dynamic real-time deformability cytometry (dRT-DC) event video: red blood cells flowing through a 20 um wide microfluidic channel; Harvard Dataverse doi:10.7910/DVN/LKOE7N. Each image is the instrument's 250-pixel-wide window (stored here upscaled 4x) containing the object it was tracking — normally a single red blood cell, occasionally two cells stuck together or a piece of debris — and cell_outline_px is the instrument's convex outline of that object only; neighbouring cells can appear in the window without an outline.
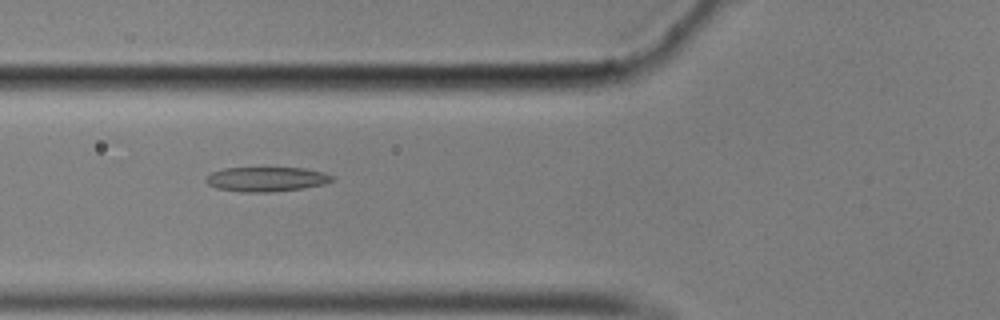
{"species": "common noctule bat (a hibernating species)", "species_latin": "Nyctalus noctula", "temperature_condition": "cold", "stored_images_in_passage": 58, "camera_frame_rate_fps": 3000, "um_per_image_px": 0.085, "animal": {"sex": "male", "body_mass_g": 17.9}, "frame": {"image": 1, "passage_image": 22, "time_ms": 7.0, "image_size_px": [1000, 320], "cell_outline_px": [[336, 180], [324, 184], [304, 188], [268, 192], [244, 192], [216, 188], [208, 184], [204, 180], [204, 176], [212, 172], [224, 168], [304, 168], [324, 172], [336, 176]], "centroid_in_image_um": [22.67, 15.23], "position_along_channel_um": 103.1, "area_um2": 18.26}}
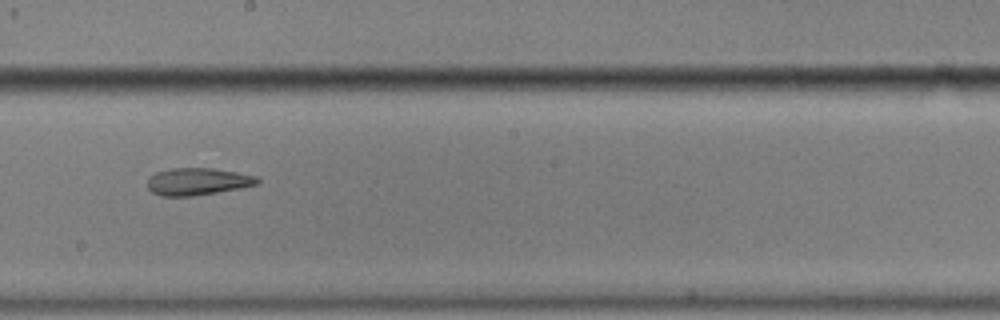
{"frame": {"image": 2, "passage_image": 33, "time_ms": 10.667, "image_size_px": [1000, 320], "cell_outline_px": [[260, 184], [240, 188], [192, 196], [160, 196], [152, 192], [148, 188], [148, 180], [156, 172], [172, 168], [212, 168], [236, 172], [256, 176], [260, 180]], "centroid_in_image_um": [16.81, 15.43], "position_along_channel_um": 231.4, "area_um2": 17.34}}
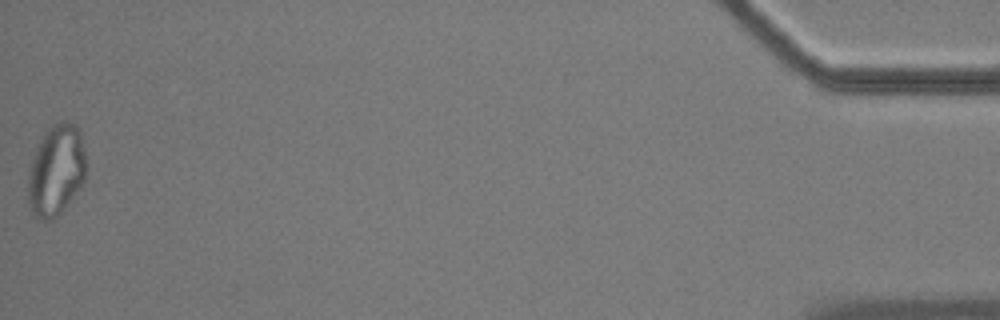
{"frame": {"image": 3, "passage_image": 58, "time_ms": 19.0, "image_size_px": [1000, 320], "cell_outline_px": [[84, 180], [64, 208], [52, 220], [44, 220], [36, 216], [28, 204], [28, 172], [36, 148], [44, 132], [48, 128], [64, 120], [72, 124], [80, 132], [84, 152]], "centroid_in_image_um": [4.74, 14.48], "position_along_channel_um": 430.5, "area_um2": 30.06}, "authors_computed_cell_mechanics": {"area_um2": 19.1607, "velocity_mm_per_s": 3.4861, "shape_relaxation_time_tau1_ms": null, "shape_relaxation_time_tau2_ms": 3.6239, "deformation_change_tau1": null, "deformation_change_tau2": 0.1151}}